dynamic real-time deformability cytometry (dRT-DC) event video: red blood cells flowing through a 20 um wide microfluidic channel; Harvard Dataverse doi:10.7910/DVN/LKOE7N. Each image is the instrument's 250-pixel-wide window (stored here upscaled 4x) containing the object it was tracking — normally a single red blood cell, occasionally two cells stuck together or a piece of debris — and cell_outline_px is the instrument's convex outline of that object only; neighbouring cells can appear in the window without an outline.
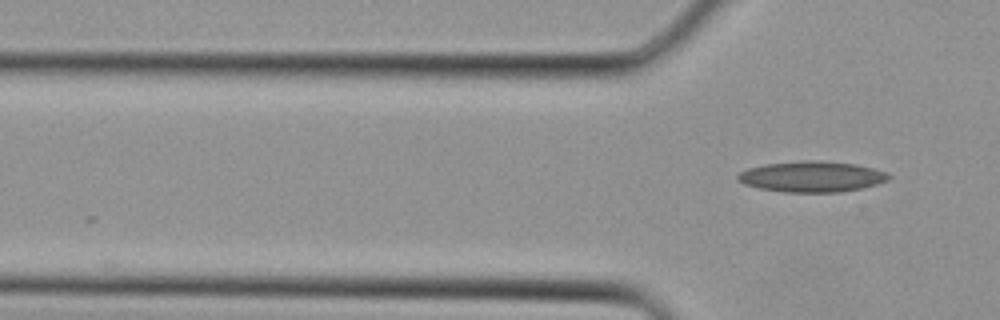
{"species": "Egyptian fruit bat (a non-hibernating species)", "species_latin": "Rousettus aegyptiacus", "temperature_condition": "cold", "stored_images_in_passage": 3, "camera_frame_rate_fps": 3000, "um_per_image_px": 0.085, "animal": {"sex": "female"}, "frame": {"image": 1, "passage_image": 3, "time_ms": 0.667, "image_size_px": [1000, 320], "cell_outline_px": [[892, 176], [888, 180], [876, 184], [860, 188], [840, 192], [784, 192], [760, 188], [744, 184], [736, 180], [736, 176], [740, 172], [748, 168], [764, 164], [804, 160], [820, 160], [856, 164], [872, 168], [884, 172]], "centroid_in_image_um": [68.97, 15.0], "position_along_channel_um": 56.8, "area_um2": 27.05}}